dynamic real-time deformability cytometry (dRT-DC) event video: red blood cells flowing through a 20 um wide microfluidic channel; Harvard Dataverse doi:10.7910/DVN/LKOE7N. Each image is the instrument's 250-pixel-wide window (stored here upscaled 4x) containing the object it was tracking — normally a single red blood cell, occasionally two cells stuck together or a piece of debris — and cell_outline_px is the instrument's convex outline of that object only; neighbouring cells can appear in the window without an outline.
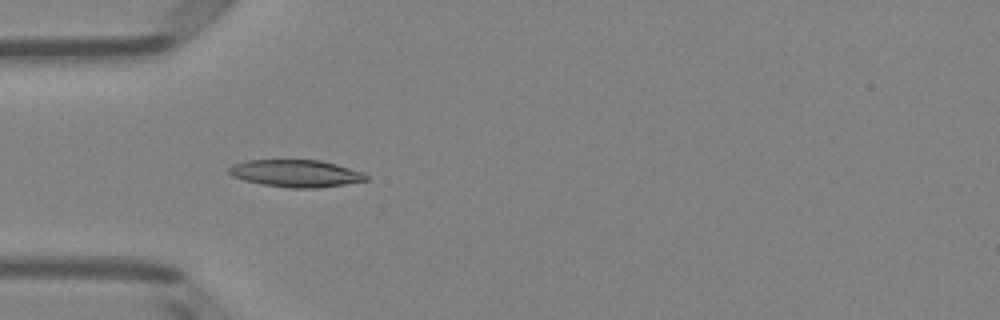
{"species": "Egyptian fruit bat (a non-hibernating species)", "species_latin": "Rousettus aegyptiacus", "temperature_condition": "room temperature", "stored_images_in_passage": 51, "camera_frame_rate_fps": 3000, "um_per_image_px": 0.085, "animal": {"sex": "female"}, "frame": {"image": 1, "passage_image": 16, "time_ms": 5.0, "image_size_px": [1000, 320], "cell_outline_px": [[368, 180], [320, 188], [292, 188], [260, 184], [244, 180], [232, 176], [228, 172], [228, 168], [232, 164], [248, 160], [320, 160], [336, 164], [364, 172], [368, 176]], "centroid_in_image_um": [25.15, 14.74], "position_along_channel_um": 59.9, "area_um2": 21.85}}
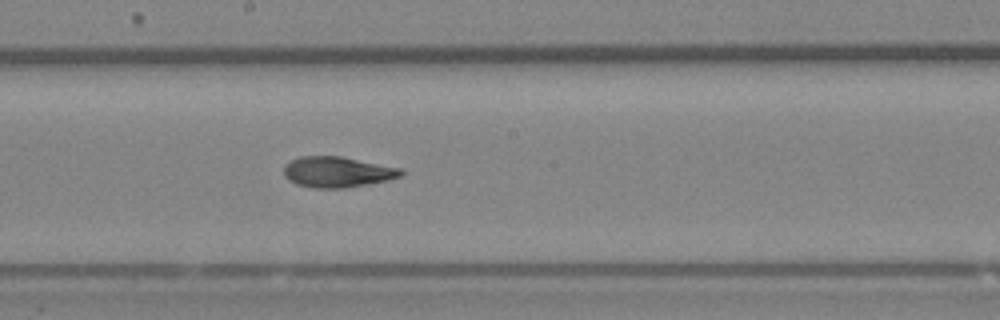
{"frame": {"image": 2, "passage_image": 28, "time_ms": 9.0, "image_size_px": [1000, 320], "cell_outline_px": [[404, 172], [400, 176], [388, 180], [344, 188], [312, 188], [296, 184], [284, 176], [284, 164], [300, 156], [340, 156], [400, 168]], "centroid_in_image_um": [28.63, 14.62], "position_along_channel_um": 219.6, "area_um2": 20.81}}
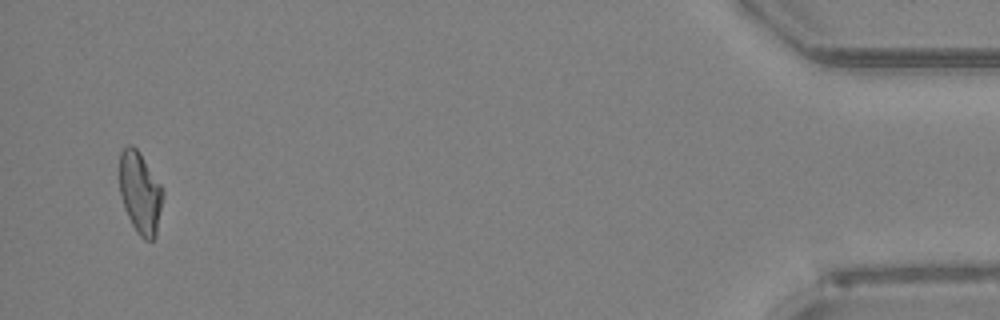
{"frame": {"image": 3, "passage_image": 49, "time_ms": 16.0, "image_size_px": [1000, 320], "cell_outline_px": [[164, 196], [156, 236], [152, 240], [144, 240], [136, 232], [124, 208], [120, 196], [120, 152], [128, 144], [132, 144], [140, 152], [164, 188]], "centroid_in_image_um": [11.93, 16.38], "position_along_channel_um": 423.3, "area_um2": 21.04}, "authors_computed_cell_mechanics": {"area_um2": 20.9236, "velocity_mm_per_s": 4.0639, "shape_relaxation_time_tau1_ms": 7.6743, "shape_relaxation_time_tau2_ms": 2.0415, "deformation_change_tau1": 0.2112, "deformation_change_tau2": 0.0756}}